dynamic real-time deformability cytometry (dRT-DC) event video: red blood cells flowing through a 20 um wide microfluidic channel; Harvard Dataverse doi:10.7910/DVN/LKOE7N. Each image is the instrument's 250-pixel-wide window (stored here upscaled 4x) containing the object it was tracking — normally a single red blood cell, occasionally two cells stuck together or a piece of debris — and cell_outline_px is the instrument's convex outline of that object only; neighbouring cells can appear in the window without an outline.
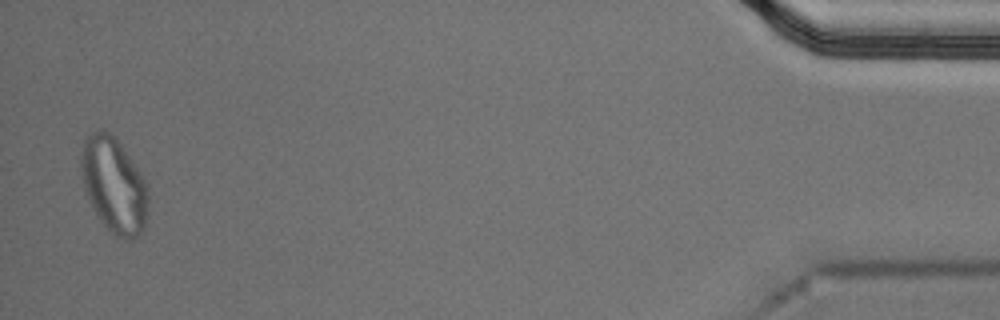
{"species": "Egyptian fruit bat (a non-hibernating species)", "species_latin": "Rousettus aegyptiacus", "temperature_condition": "cold", "stored_images_in_passage": 50, "segment_of_instrument_passage": [2, 2], "camera_frame_rate_fps": 3000, "um_per_image_px": 0.085, "animal": {"sex": "male"}, "frame": {"image": 1, "passage_image": 49, "time_ms": 16.0, "image_size_px": [1000, 320], "cell_outline_px": [[148, 212], [144, 228], [132, 240], [124, 240], [116, 236], [104, 224], [96, 212], [84, 192], [80, 168], [80, 156], [84, 140], [92, 132], [100, 128], [104, 128], [116, 136], [148, 184]], "centroid_in_image_um": [9.68, 15.69], "position_along_channel_um": 425.5, "area_um2": 37.74}}